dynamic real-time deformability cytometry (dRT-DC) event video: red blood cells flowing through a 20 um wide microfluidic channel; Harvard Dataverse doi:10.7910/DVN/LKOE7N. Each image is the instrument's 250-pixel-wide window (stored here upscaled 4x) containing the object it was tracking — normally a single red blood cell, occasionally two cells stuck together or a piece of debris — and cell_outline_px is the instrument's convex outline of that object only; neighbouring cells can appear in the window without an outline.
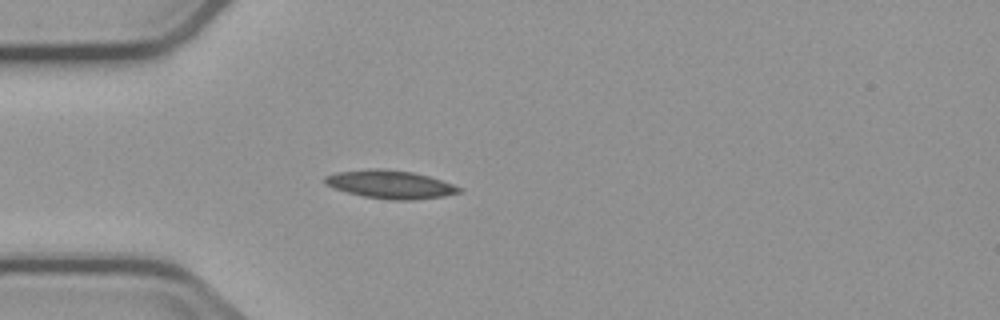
{"species": "common noctule bat (a hibernating species)", "species_latin": "Nyctalus noctula", "temperature_condition": "cold", "stored_images_in_passage": 5, "camera_frame_rate_fps": 3000, "um_per_image_px": 0.085, "animal": {"sex": "male", "body_mass_g": 23.1, "forearm_length_mm": 52.7}, "frame": {"image": 1, "passage_image": 5, "time_ms": 4.333, "image_size_px": [1000, 320], "cell_outline_px": [[464, 188], [460, 192], [444, 196], [412, 200], [388, 200], [364, 196], [332, 188], [324, 184], [324, 176], [336, 172], [368, 168], [384, 168], [412, 172], [428, 176]], "centroid_in_image_um": [33.13, 15.67], "position_along_channel_um": 51.9, "area_um2": 22.2}}